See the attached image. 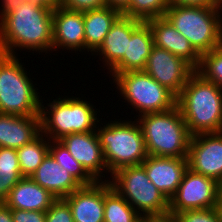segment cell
<instances>
[{"mask_svg": "<svg viewBox=\"0 0 222 222\" xmlns=\"http://www.w3.org/2000/svg\"><path fill=\"white\" fill-rule=\"evenodd\" d=\"M99 123L95 131L110 177L117 169L141 165L145 161L148 153L137 120H114L106 122L103 127Z\"/></svg>", "mask_w": 222, "mask_h": 222, "instance_id": "277c9868", "label": "cell"}, {"mask_svg": "<svg viewBox=\"0 0 222 222\" xmlns=\"http://www.w3.org/2000/svg\"><path fill=\"white\" fill-rule=\"evenodd\" d=\"M19 60L0 53V113L40 116V92Z\"/></svg>", "mask_w": 222, "mask_h": 222, "instance_id": "52a82bcc", "label": "cell"}, {"mask_svg": "<svg viewBox=\"0 0 222 222\" xmlns=\"http://www.w3.org/2000/svg\"><path fill=\"white\" fill-rule=\"evenodd\" d=\"M113 83L122 99L138 113H160L177 106V96L144 71H129L116 74Z\"/></svg>", "mask_w": 222, "mask_h": 222, "instance_id": "9c48e42d", "label": "cell"}, {"mask_svg": "<svg viewBox=\"0 0 222 222\" xmlns=\"http://www.w3.org/2000/svg\"><path fill=\"white\" fill-rule=\"evenodd\" d=\"M41 5L51 7L53 9L60 7L61 0H31Z\"/></svg>", "mask_w": 222, "mask_h": 222, "instance_id": "f35d334b", "label": "cell"}, {"mask_svg": "<svg viewBox=\"0 0 222 222\" xmlns=\"http://www.w3.org/2000/svg\"><path fill=\"white\" fill-rule=\"evenodd\" d=\"M105 180L81 186L64 197L68 202L74 222H104Z\"/></svg>", "mask_w": 222, "mask_h": 222, "instance_id": "e0dca14e", "label": "cell"}, {"mask_svg": "<svg viewBox=\"0 0 222 222\" xmlns=\"http://www.w3.org/2000/svg\"><path fill=\"white\" fill-rule=\"evenodd\" d=\"M141 165L153 185L170 200L188 169V160L148 155Z\"/></svg>", "mask_w": 222, "mask_h": 222, "instance_id": "5bb4252c", "label": "cell"}, {"mask_svg": "<svg viewBox=\"0 0 222 222\" xmlns=\"http://www.w3.org/2000/svg\"><path fill=\"white\" fill-rule=\"evenodd\" d=\"M11 210L4 202H0V222H14Z\"/></svg>", "mask_w": 222, "mask_h": 222, "instance_id": "8d00e7d4", "label": "cell"}, {"mask_svg": "<svg viewBox=\"0 0 222 222\" xmlns=\"http://www.w3.org/2000/svg\"><path fill=\"white\" fill-rule=\"evenodd\" d=\"M151 222H174L172 218H165V219H154L151 218Z\"/></svg>", "mask_w": 222, "mask_h": 222, "instance_id": "ab89813d", "label": "cell"}, {"mask_svg": "<svg viewBox=\"0 0 222 222\" xmlns=\"http://www.w3.org/2000/svg\"><path fill=\"white\" fill-rule=\"evenodd\" d=\"M59 141L96 181H104L103 172L107 174L108 169L96 131L72 133Z\"/></svg>", "mask_w": 222, "mask_h": 222, "instance_id": "4fadbf2b", "label": "cell"}, {"mask_svg": "<svg viewBox=\"0 0 222 222\" xmlns=\"http://www.w3.org/2000/svg\"><path fill=\"white\" fill-rule=\"evenodd\" d=\"M122 14L109 6L83 12L85 49L92 55L103 44L105 36Z\"/></svg>", "mask_w": 222, "mask_h": 222, "instance_id": "603a6c76", "label": "cell"}, {"mask_svg": "<svg viewBox=\"0 0 222 222\" xmlns=\"http://www.w3.org/2000/svg\"><path fill=\"white\" fill-rule=\"evenodd\" d=\"M22 177L16 149L0 147V202Z\"/></svg>", "mask_w": 222, "mask_h": 222, "instance_id": "484cf974", "label": "cell"}, {"mask_svg": "<svg viewBox=\"0 0 222 222\" xmlns=\"http://www.w3.org/2000/svg\"><path fill=\"white\" fill-rule=\"evenodd\" d=\"M153 46L151 29L142 22L128 37L127 54L109 71L112 78L122 72L143 71Z\"/></svg>", "mask_w": 222, "mask_h": 222, "instance_id": "ffe728a7", "label": "cell"}, {"mask_svg": "<svg viewBox=\"0 0 222 222\" xmlns=\"http://www.w3.org/2000/svg\"><path fill=\"white\" fill-rule=\"evenodd\" d=\"M0 21L9 13H12L18 6L24 3L25 0H1Z\"/></svg>", "mask_w": 222, "mask_h": 222, "instance_id": "e575fe53", "label": "cell"}, {"mask_svg": "<svg viewBox=\"0 0 222 222\" xmlns=\"http://www.w3.org/2000/svg\"><path fill=\"white\" fill-rule=\"evenodd\" d=\"M191 136L222 132V88L195 71L177 96Z\"/></svg>", "mask_w": 222, "mask_h": 222, "instance_id": "7a4b0ae2", "label": "cell"}, {"mask_svg": "<svg viewBox=\"0 0 222 222\" xmlns=\"http://www.w3.org/2000/svg\"><path fill=\"white\" fill-rule=\"evenodd\" d=\"M214 208L217 212L219 222H222V186L219 190L218 197H217V202H216Z\"/></svg>", "mask_w": 222, "mask_h": 222, "instance_id": "74e56055", "label": "cell"}, {"mask_svg": "<svg viewBox=\"0 0 222 222\" xmlns=\"http://www.w3.org/2000/svg\"><path fill=\"white\" fill-rule=\"evenodd\" d=\"M142 23L137 19L121 15L105 36L103 44L94 53L101 55L106 69L109 71L127 54L128 37ZM102 58V59H101Z\"/></svg>", "mask_w": 222, "mask_h": 222, "instance_id": "d6986e66", "label": "cell"}, {"mask_svg": "<svg viewBox=\"0 0 222 222\" xmlns=\"http://www.w3.org/2000/svg\"><path fill=\"white\" fill-rule=\"evenodd\" d=\"M188 168L222 185V132L191 136Z\"/></svg>", "mask_w": 222, "mask_h": 222, "instance_id": "7c38bea8", "label": "cell"}, {"mask_svg": "<svg viewBox=\"0 0 222 222\" xmlns=\"http://www.w3.org/2000/svg\"><path fill=\"white\" fill-rule=\"evenodd\" d=\"M107 6L106 0H61L60 7L85 12L94 9H101Z\"/></svg>", "mask_w": 222, "mask_h": 222, "instance_id": "1f68e13d", "label": "cell"}, {"mask_svg": "<svg viewBox=\"0 0 222 222\" xmlns=\"http://www.w3.org/2000/svg\"><path fill=\"white\" fill-rule=\"evenodd\" d=\"M167 9V0H131L130 7L122 15L146 22L164 17Z\"/></svg>", "mask_w": 222, "mask_h": 222, "instance_id": "83f0119b", "label": "cell"}, {"mask_svg": "<svg viewBox=\"0 0 222 222\" xmlns=\"http://www.w3.org/2000/svg\"><path fill=\"white\" fill-rule=\"evenodd\" d=\"M168 5L222 6V0H167Z\"/></svg>", "mask_w": 222, "mask_h": 222, "instance_id": "836d02e7", "label": "cell"}, {"mask_svg": "<svg viewBox=\"0 0 222 222\" xmlns=\"http://www.w3.org/2000/svg\"><path fill=\"white\" fill-rule=\"evenodd\" d=\"M221 186L215 179L188 168L169 200V218L185 210L214 208Z\"/></svg>", "mask_w": 222, "mask_h": 222, "instance_id": "30bf717a", "label": "cell"}, {"mask_svg": "<svg viewBox=\"0 0 222 222\" xmlns=\"http://www.w3.org/2000/svg\"><path fill=\"white\" fill-rule=\"evenodd\" d=\"M49 145L50 139L41 133L32 142L16 149L22 176L30 177L37 170L49 153Z\"/></svg>", "mask_w": 222, "mask_h": 222, "instance_id": "d4e9b609", "label": "cell"}, {"mask_svg": "<svg viewBox=\"0 0 222 222\" xmlns=\"http://www.w3.org/2000/svg\"><path fill=\"white\" fill-rule=\"evenodd\" d=\"M45 213V222H74L71 208L64 198H57Z\"/></svg>", "mask_w": 222, "mask_h": 222, "instance_id": "4dcf8cb0", "label": "cell"}, {"mask_svg": "<svg viewBox=\"0 0 222 222\" xmlns=\"http://www.w3.org/2000/svg\"><path fill=\"white\" fill-rule=\"evenodd\" d=\"M52 50L85 51L83 12L62 7L53 10Z\"/></svg>", "mask_w": 222, "mask_h": 222, "instance_id": "9a60e30c", "label": "cell"}, {"mask_svg": "<svg viewBox=\"0 0 222 222\" xmlns=\"http://www.w3.org/2000/svg\"><path fill=\"white\" fill-rule=\"evenodd\" d=\"M107 6L123 14L129 7L131 0H106Z\"/></svg>", "mask_w": 222, "mask_h": 222, "instance_id": "d590c367", "label": "cell"}, {"mask_svg": "<svg viewBox=\"0 0 222 222\" xmlns=\"http://www.w3.org/2000/svg\"><path fill=\"white\" fill-rule=\"evenodd\" d=\"M146 23L151 29L154 46L166 49L175 56L184 59L195 70L199 68L201 55L165 17H157L146 21Z\"/></svg>", "mask_w": 222, "mask_h": 222, "instance_id": "2e32d148", "label": "cell"}, {"mask_svg": "<svg viewBox=\"0 0 222 222\" xmlns=\"http://www.w3.org/2000/svg\"><path fill=\"white\" fill-rule=\"evenodd\" d=\"M12 217L14 222H45L46 213L42 211H27L12 209Z\"/></svg>", "mask_w": 222, "mask_h": 222, "instance_id": "d6a6232c", "label": "cell"}, {"mask_svg": "<svg viewBox=\"0 0 222 222\" xmlns=\"http://www.w3.org/2000/svg\"><path fill=\"white\" fill-rule=\"evenodd\" d=\"M143 217L105 180L104 222H139Z\"/></svg>", "mask_w": 222, "mask_h": 222, "instance_id": "cb8c5ba5", "label": "cell"}, {"mask_svg": "<svg viewBox=\"0 0 222 222\" xmlns=\"http://www.w3.org/2000/svg\"><path fill=\"white\" fill-rule=\"evenodd\" d=\"M30 178L56 198H64L82 186L49 153Z\"/></svg>", "mask_w": 222, "mask_h": 222, "instance_id": "7402d4cb", "label": "cell"}, {"mask_svg": "<svg viewBox=\"0 0 222 222\" xmlns=\"http://www.w3.org/2000/svg\"><path fill=\"white\" fill-rule=\"evenodd\" d=\"M174 222H219L215 208L185 210L172 217Z\"/></svg>", "mask_w": 222, "mask_h": 222, "instance_id": "f546056e", "label": "cell"}, {"mask_svg": "<svg viewBox=\"0 0 222 222\" xmlns=\"http://www.w3.org/2000/svg\"><path fill=\"white\" fill-rule=\"evenodd\" d=\"M40 108L41 133L50 140H60L72 133H87L96 130L100 110L79 97H64L50 101ZM48 107V108H47ZM96 110H95V109ZM98 110V111H97Z\"/></svg>", "mask_w": 222, "mask_h": 222, "instance_id": "8992f818", "label": "cell"}, {"mask_svg": "<svg viewBox=\"0 0 222 222\" xmlns=\"http://www.w3.org/2000/svg\"><path fill=\"white\" fill-rule=\"evenodd\" d=\"M136 120L141 126L148 155L187 158L191 135L178 106L141 115Z\"/></svg>", "mask_w": 222, "mask_h": 222, "instance_id": "3957f363", "label": "cell"}, {"mask_svg": "<svg viewBox=\"0 0 222 222\" xmlns=\"http://www.w3.org/2000/svg\"><path fill=\"white\" fill-rule=\"evenodd\" d=\"M53 8L25 0L0 21V53L16 56L15 50L52 51Z\"/></svg>", "mask_w": 222, "mask_h": 222, "instance_id": "6da1fadb", "label": "cell"}, {"mask_svg": "<svg viewBox=\"0 0 222 222\" xmlns=\"http://www.w3.org/2000/svg\"><path fill=\"white\" fill-rule=\"evenodd\" d=\"M41 134L40 116L0 113V147L18 149Z\"/></svg>", "mask_w": 222, "mask_h": 222, "instance_id": "ac0fdd59", "label": "cell"}, {"mask_svg": "<svg viewBox=\"0 0 222 222\" xmlns=\"http://www.w3.org/2000/svg\"><path fill=\"white\" fill-rule=\"evenodd\" d=\"M49 154L61 168L67 170L82 186L92 185L96 182L59 140H50Z\"/></svg>", "mask_w": 222, "mask_h": 222, "instance_id": "4316f807", "label": "cell"}, {"mask_svg": "<svg viewBox=\"0 0 222 222\" xmlns=\"http://www.w3.org/2000/svg\"><path fill=\"white\" fill-rule=\"evenodd\" d=\"M139 222H151V218H142Z\"/></svg>", "mask_w": 222, "mask_h": 222, "instance_id": "60d3db41", "label": "cell"}, {"mask_svg": "<svg viewBox=\"0 0 222 222\" xmlns=\"http://www.w3.org/2000/svg\"><path fill=\"white\" fill-rule=\"evenodd\" d=\"M111 176L112 188L143 218H169V199L153 185L142 165L122 167Z\"/></svg>", "mask_w": 222, "mask_h": 222, "instance_id": "ba28073f", "label": "cell"}, {"mask_svg": "<svg viewBox=\"0 0 222 222\" xmlns=\"http://www.w3.org/2000/svg\"><path fill=\"white\" fill-rule=\"evenodd\" d=\"M221 12L222 6L168 5L164 17L202 56L222 45Z\"/></svg>", "mask_w": 222, "mask_h": 222, "instance_id": "5b68a950", "label": "cell"}, {"mask_svg": "<svg viewBox=\"0 0 222 222\" xmlns=\"http://www.w3.org/2000/svg\"><path fill=\"white\" fill-rule=\"evenodd\" d=\"M56 199L30 177L23 176L3 202L11 209L46 212Z\"/></svg>", "mask_w": 222, "mask_h": 222, "instance_id": "44dd1931", "label": "cell"}, {"mask_svg": "<svg viewBox=\"0 0 222 222\" xmlns=\"http://www.w3.org/2000/svg\"><path fill=\"white\" fill-rule=\"evenodd\" d=\"M196 71L206 80L222 88V45L204 53Z\"/></svg>", "mask_w": 222, "mask_h": 222, "instance_id": "f1b7e54d", "label": "cell"}, {"mask_svg": "<svg viewBox=\"0 0 222 222\" xmlns=\"http://www.w3.org/2000/svg\"><path fill=\"white\" fill-rule=\"evenodd\" d=\"M143 71L178 96L196 70L184 59L153 46Z\"/></svg>", "mask_w": 222, "mask_h": 222, "instance_id": "8fae6325", "label": "cell"}]
</instances>
